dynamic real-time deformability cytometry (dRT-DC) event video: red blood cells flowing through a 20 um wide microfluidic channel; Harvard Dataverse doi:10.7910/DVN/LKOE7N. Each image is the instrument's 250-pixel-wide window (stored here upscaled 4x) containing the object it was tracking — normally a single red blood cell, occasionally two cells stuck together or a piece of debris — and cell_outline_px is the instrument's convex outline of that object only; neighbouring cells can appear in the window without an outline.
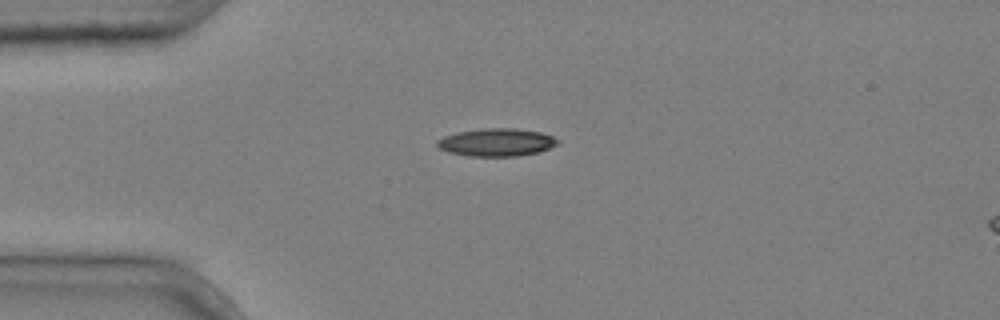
{"species": "common noctule bat (a hibernating species)", "species_latin": "Nyctalus noctula", "temperature_condition": "cold", "stored_images_in_passage": 5, "camera_frame_rate_fps": 3000, "um_per_image_px": 0.085, "animal": {"sex": "male", "body_mass_g": 20.4}, "frame": {"image": 1, "passage_image": 1, "time_ms": 0.0, "image_size_px": [1000, 320], "cell_outline_px": [[560, 144], [540, 152], [520, 156], [468, 156], [448, 152], [440, 148], [436, 144], [436, 140], [444, 136], [456, 132], [480, 128], [516, 128], [540, 132], [552, 136], [560, 140]], "centroid_in_image_um": [42.23, 12.09], "position_along_channel_um": 42.8, "area_um2": 19.83}}